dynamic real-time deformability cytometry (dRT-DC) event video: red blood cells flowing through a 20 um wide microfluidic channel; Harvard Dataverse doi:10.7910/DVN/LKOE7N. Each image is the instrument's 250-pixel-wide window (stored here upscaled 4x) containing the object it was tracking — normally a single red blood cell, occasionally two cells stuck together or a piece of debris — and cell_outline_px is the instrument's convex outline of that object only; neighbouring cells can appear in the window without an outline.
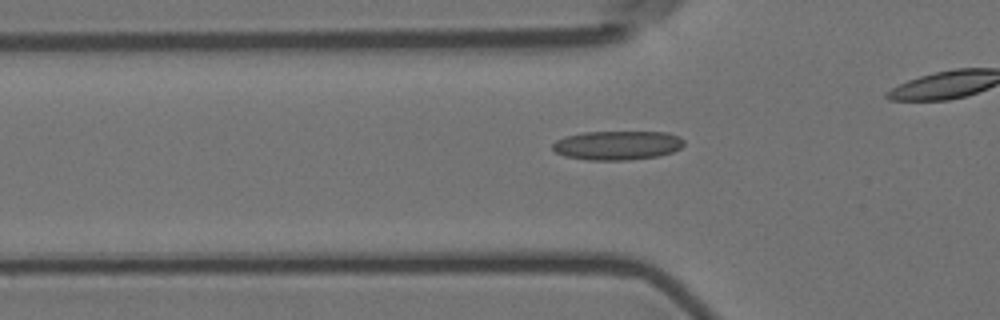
{"species": "Egyptian fruit bat (a non-hibernating species)", "species_latin": "Rousettus aegyptiacus", "temperature_condition": "room temperature", "stored_images_in_passage": 46, "camera_frame_rate_fps": 3000, "um_per_image_px": 0.085, "animal": {"sex": "female"}, "frame": {"image": 1, "passage_image": 19, "time_ms": 6.0, "image_size_px": [1000, 320], "cell_outline_px": [[684, 144], [680, 148], [672, 152], [656, 156], [628, 160], [588, 160], [564, 156], [556, 152], [552, 148], [552, 144], [556, 140], [568, 136], [584, 132], [668, 132], [680, 136], [684, 140]], "centroid_in_image_um": [52.48, 12.35], "position_along_channel_um": 73.3, "area_um2": 22.25}}
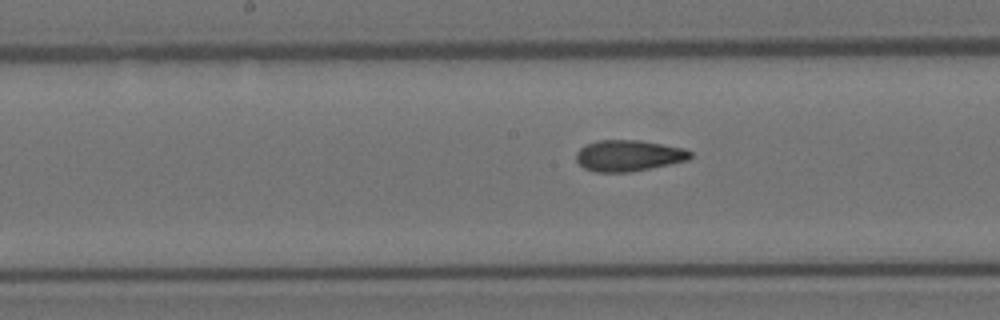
{"frame": {"image": 2, "passage_image": 29, "time_ms": 9.333, "image_size_px": [1000, 320], "cell_outline_px": [[692, 156], [688, 160], [628, 172], [596, 172], [584, 168], [576, 160], [576, 152], [580, 148], [596, 140], [640, 140], [664, 144], [684, 148], [692, 152]], "centroid_in_image_um": [53.42, 13.22], "position_along_channel_um": 194.8, "area_um2": 20.63}}
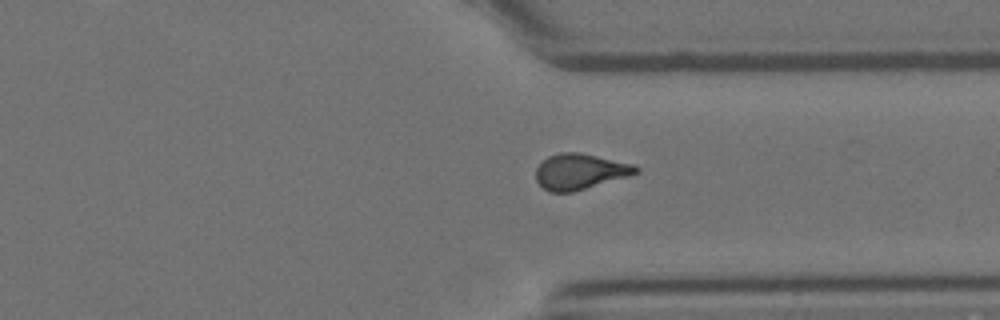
{"frame": {"image": 3, "passage_image": 43, "time_ms": 14.0, "image_size_px": [1000, 320], "cell_outline_px": [[640, 172], [628, 176], [572, 192], [548, 192], [536, 180], [536, 168], [548, 156], [560, 152], [580, 152], [632, 164], [640, 168]], "centroid_in_image_um": [49.29, 14.58], "position_along_channel_um": 362.1, "area_um2": 20.63}}